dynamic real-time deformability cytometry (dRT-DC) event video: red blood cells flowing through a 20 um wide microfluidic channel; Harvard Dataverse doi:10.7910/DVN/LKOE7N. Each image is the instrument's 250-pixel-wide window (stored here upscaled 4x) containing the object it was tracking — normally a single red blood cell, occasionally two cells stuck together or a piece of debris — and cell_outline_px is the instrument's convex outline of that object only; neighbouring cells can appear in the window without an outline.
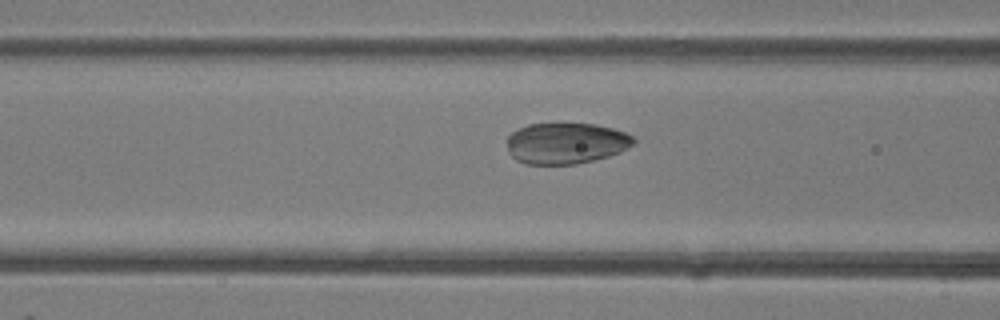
{"species": "common noctule bat (a hibernating species)", "species_latin": "Nyctalus noctula", "temperature_condition": "room temperature", "stored_images_in_passage": 32, "camera_frame_rate_fps": 3000, "um_per_image_px": 0.085, "animal": {"sex": "female"}, "frame": {"image": 1, "passage_image": 7, "time_ms": 2.0, "image_size_px": [1000, 320], "cell_outline_px": [[636, 140], [628, 148], [620, 152], [608, 156], [576, 164], [524, 164], [516, 160], [508, 152], [508, 136], [512, 132], [528, 124], [592, 124], [612, 128], [624, 132], [632, 136]], "centroid_in_image_um": [48.09, 12.18], "position_along_channel_um": 118.5, "area_um2": 30.11}}
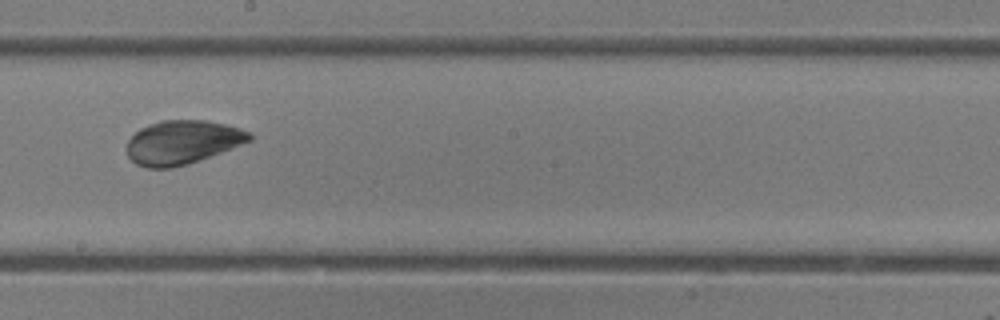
{"frame": {"image": 2, "passage_image": 14, "time_ms": 4.333, "image_size_px": [1000, 320], "cell_outline_px": [[252, 140], [188, 164], [172, 168], [148, 168], [136, 164], [128, 156], [124, 148], [128, 140], [140, 128], [148, 124], [160, 120], [208, 120], [240, 128], [252, 132]], "centroid_in_image_um": [15.47, 12.09], "position_along_channel_um": 232.7, "area_um2": 31.44}}
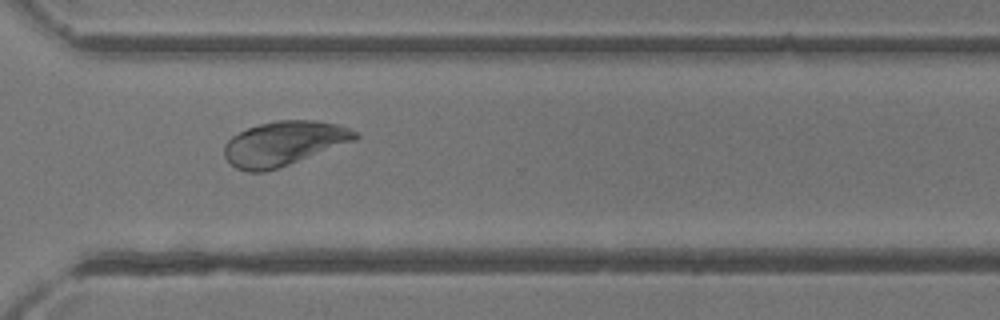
{"frame": {"image": 3, "passage_image": 21, "time_ms": 6.667, "image_size_px": [1000, 320], "cell_outline_px": [[360, 136], [356, 140], [288, 164], [264, 172], [248, 172], [236, 168], [224, 156], [224, 144], [232, 136], [248, 128], [260, 124], [276, 120], [316, 120], [336, 124], [348, 128], [356, 132]], "centroid_in_image_um": [24.11, 12.18], "position_along_channel_um": 346.5, "area_um2": 33.47}}